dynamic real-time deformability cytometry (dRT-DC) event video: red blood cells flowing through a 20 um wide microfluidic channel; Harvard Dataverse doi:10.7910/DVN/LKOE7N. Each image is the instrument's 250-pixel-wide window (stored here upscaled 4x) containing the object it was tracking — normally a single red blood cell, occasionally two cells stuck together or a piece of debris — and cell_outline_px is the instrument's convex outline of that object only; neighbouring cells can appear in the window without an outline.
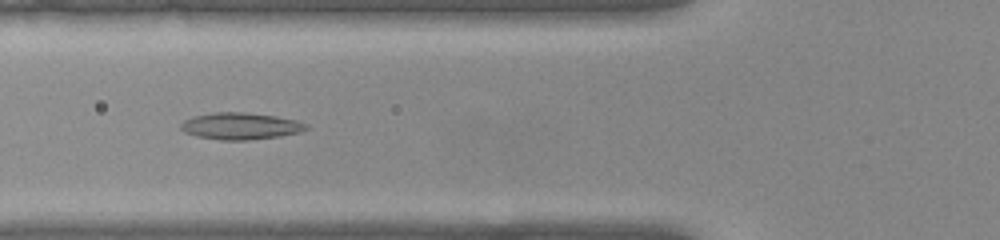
{"species": "common noctule bat (a hibernating species)", "species_latin": "Nyctalus noctula", "temperature_condition": "warm", "stored_images_in_passage": 41, "camera_frame_rate_fps": 3000, "um_per_image_px": 0.085, "animal": {"sex": "female", "body_mass_g": 22.0, "forearm_length_mm": 56.7}, "frame": {"image": 1, "passage_image": 7, "time_ms": 2.0, "image_size_px": [1000, 240], "cell_outline_px": [[308, 128], [300, 132], [280, 136], [248, 140], [220, 140], [196, 136], [184, 132], [180, 128], [180, 124], [184, 120], [192, 116], [212, 112], [244, 112], [276, 116], [296, 120], [304, 124]], "centroid_in_image_um": [20.39, 10.71], "position_along_channel_um": 105.4, "area_um2": 19.59}}
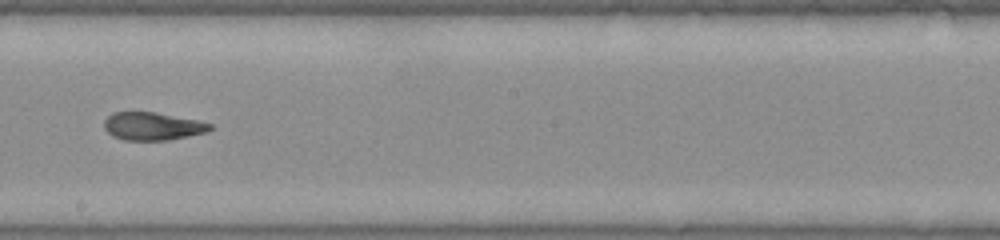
{"frame": {"image": 2, "passage_image": 17, "time_ms": 5.333, "image_size_px": [1000, 240], "cell_outline_px": [[212, 128], [208, 132], [168, 140], [124, 140], [112, 136], [104, 128], [104, 120], [112, 112], [156, 112], [196, 120], [212, 124]], "centroid_in_image_um": [12.95, 10.73], "position_along_channel_um": 235.2, "area_um2": 17.22}}
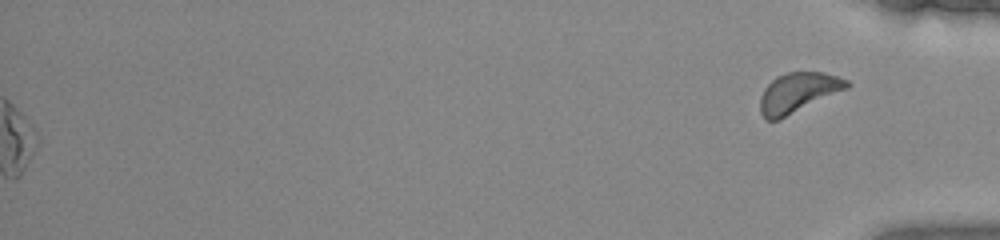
{"frame": {"image": 3, "passage_image": 41, "time_ms": 13.333, "image_size_px": [1000, 240], "cell_outline_px": [[852, 84], [848, 88], [780, 120], [764, 120], [760, 112], [760, 96], [764, 88], [776, 76], [788, 72], [824, 72], [848, 80]], "centroid_in_image_um": [67.82, 7.88], "position_along_channel_um": 367.4, "area_um2": 20.35}, "authors_computed_cell_mechanics": {"area_um2": 17.8024, "velocity_mm_per_s": 3.8969, "shape_relaxation_time_tau1_ms": null, "shape_relaxation_time_tau2_ms": 2.2878, "deformation_change_tau1": null, "deformation_change_tau2": 0.0999}}